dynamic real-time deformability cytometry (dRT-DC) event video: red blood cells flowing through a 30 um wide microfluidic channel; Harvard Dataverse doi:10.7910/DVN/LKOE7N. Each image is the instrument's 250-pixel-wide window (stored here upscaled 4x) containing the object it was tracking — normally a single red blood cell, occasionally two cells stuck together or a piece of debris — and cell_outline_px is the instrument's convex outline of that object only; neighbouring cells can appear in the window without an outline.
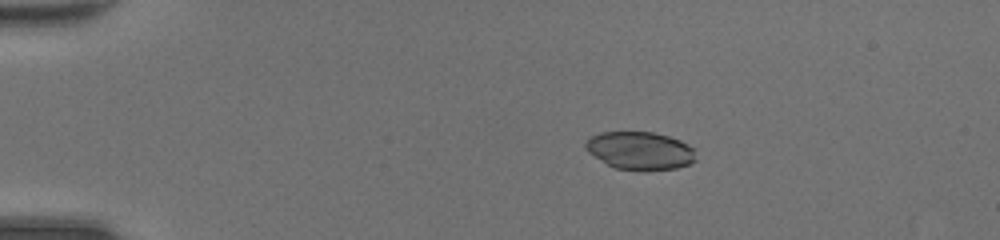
{"species": "common noctule bat (a hibernating species)", "species_latin": "Nyctalus noctula", "temperature_condition": "room temperature", "stored_images_in_passage": 48, "camera_frame_rate_fps": 3000, "um_per_image_px": 0.085, "animal": {"sex": "female", "body_mass_g": 20.0, "forearm_length_mm": 54.0}, "frame": {"image": 1, "passage_image": 10, "time_ms": 3.0, "image_size_px": [1000, 240], "cell_outline_px": [[696, 160], [688, 164], [676, 168], [616, 168], [608, 164], [588, 152], [584, 148], [584, 144], [592, 136], [600, 132], [652, 132], [668, 136], [680, 140], [692, 148]], "centroid_in_image_um": [54.37, 12.76], "position_along_channel_um": 30.6, "area_um2": 23.52}}
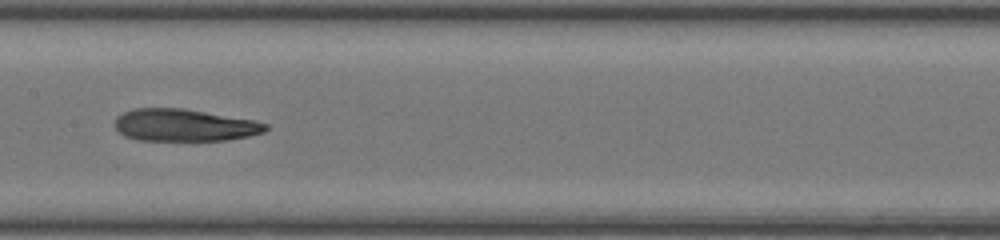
{"frame": {"image": 2, "passage_image": 26, "time_ms": 8.333, "image_size_px": [1000, 240], "cell_outline_px": [[268, 128], [264, 132], [248, 136], [228, 140], [136, 140], [124, 136], [116, 128], [116, 116], [132, 108], [184, 108], [256, 120], [268, 124]], "centroid_in_image_um": [15.68, 10.63], "position_along_channel_um": 191.7, "area_um2": 28.44}}
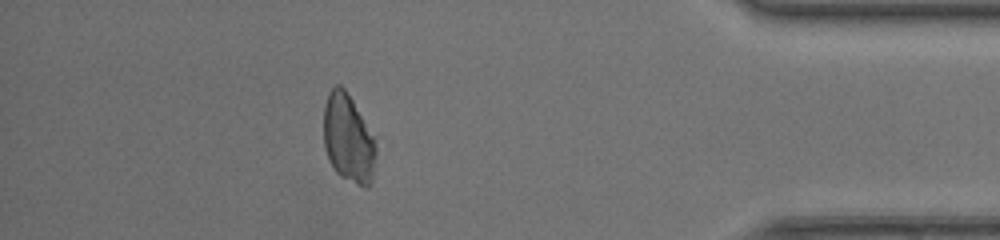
{"frame": {"image": 3, "passage_image": 43, "time_ms": 14.0, "image_size_px": [1000, 240], "cell_outline_px": [[376, 152], [372, 184], [368, 188], [364, 188], [340, 176], [336, 172], [328, 160], [324, 148], [324, 104], [328, 92], [336, 84], [340, 84], [344, 88], [352, 100], [372, 136], [376, 148]], "centroid_in_image_um": [29.58, 11.82], "position_along_channel_um": 405.6, "area_um2": 26.88}, "authors_computed_cell_mechanics": {"area_um2": 27.9752, "velocity_mm_per_s": 4.437, "shape_relaxation_time_tau1_ms": null, "shape_relaxation_time_tau2_ms": 3.1043, "deformation_change_tau1": null, "deformation_change_tau2": 0.1133}}